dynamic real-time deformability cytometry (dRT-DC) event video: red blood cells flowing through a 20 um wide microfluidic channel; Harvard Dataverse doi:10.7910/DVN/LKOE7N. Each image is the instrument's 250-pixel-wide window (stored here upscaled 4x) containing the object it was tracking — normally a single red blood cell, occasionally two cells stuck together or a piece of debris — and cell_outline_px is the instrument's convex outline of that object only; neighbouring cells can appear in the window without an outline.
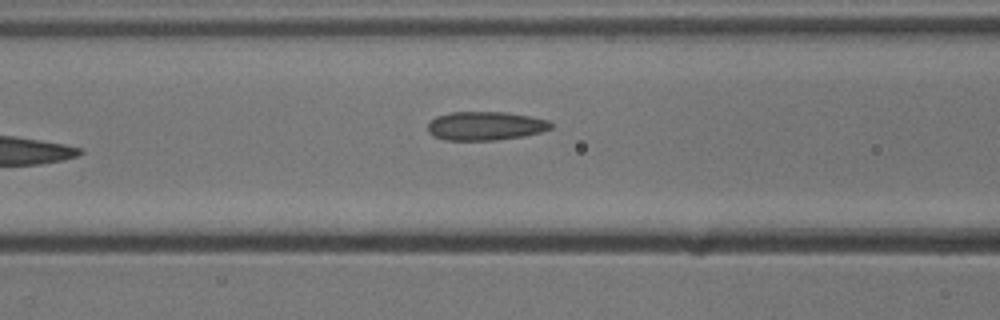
{"species": "common noctule bat (a hibernating species)", "species_latin": "Nyctalus noctula", "temperature_condition": "cold", "stored_images_in_passage": 4, "camera_frame_rate_fps": 3000, "um_per_image_px": 0.085, "animal": {"sex": "male", "body_mass_g": 13.3}, "frame": {"image": 1, "passage_image": 4, "time_ms": 1.0, "image_size_px": [1000, 320], "cell_outline_px": [[552, 128], [540, 132], [524, 136], [496, 140], [444, 140], [432, 136], [428, 132], [428, 124], [436, 116], [448, 112], [508, 112], [532, 116], [548, 120], [552, 124]], "centroid_in_image_um": [41.25, 10.7], "position_along_channel_um": 125.3, "area_um2": 20.81}}